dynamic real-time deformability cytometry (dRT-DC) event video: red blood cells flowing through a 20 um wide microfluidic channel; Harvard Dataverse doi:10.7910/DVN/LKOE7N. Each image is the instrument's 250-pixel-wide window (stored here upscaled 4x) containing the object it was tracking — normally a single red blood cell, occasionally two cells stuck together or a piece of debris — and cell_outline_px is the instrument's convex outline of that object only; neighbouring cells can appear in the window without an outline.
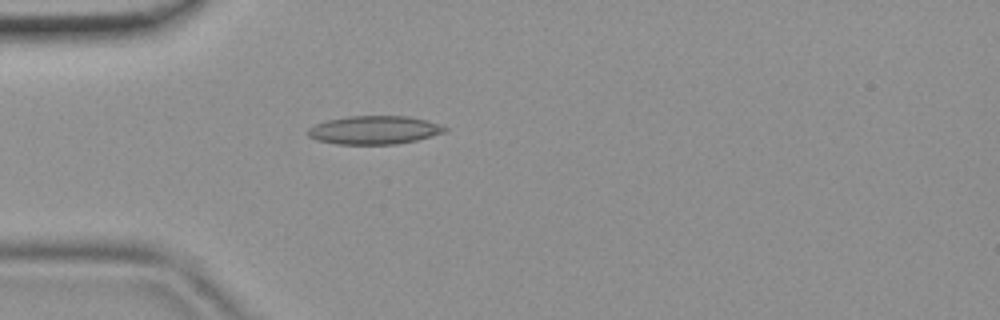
{"species": "common noctule bat (a hibernating species)", "species_latin": "Nyctalus noctula", "temperature_condition": "room temperature", "stored_images_in_passage": 40, "camera_frame_rate_fps": 3000, "um_per_image_px": 0.085, "animal": {"sex": "female", "body_mass_g": 19.9}, "frame": {"image": 1, "passage_image": 8, "time_ms": 2.333, "image_size_px": [1000, 320], "cell_outline_px": [[448, 128], [444, 132], [432, 136], [416, 140], [396, 144], [336, 144], [316, 140], [308, 136], [308, 128], [316, 124], [328, 120], [348, 116], [408, 116], [428, 120]], "centroid_in_image_um": [31.81, 11.05], "position_along_channel_um": 53.2, "area_um2": 22.6}}
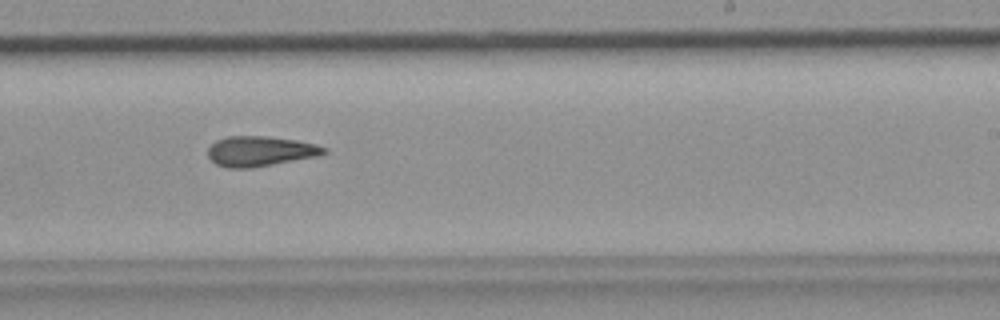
{"frame": {"image": 2, "passage_image": 23, "time_ms": 7.333, "image_size_px": [1000, 320], "cell_outline_px": [[328, 152], [316, 156], [252, 168], [228, 168], [216, 164], [208, 156], [208, 148], [216, 140], [228, 136], [264, 136], [296, 140], [316, 144], [328, 148]], "centroid_in_image_um": [22.11, 12.85], "position_along_channel_um": 266.9, "area_um2": 20.29}}
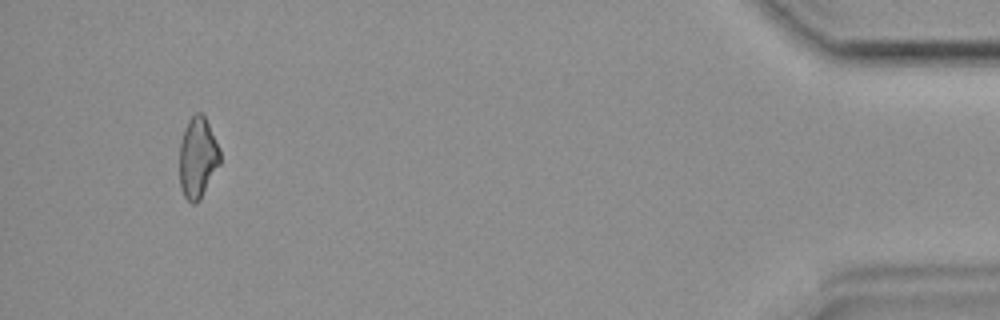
{"frame": {"image": 3, "passage_image": 38, "time_ms": 12.333, "image_size_px": [1000, 320], "cell_outline_px": [[220, 164], [200, 200], [196, 204], [192, 204], [184, 196], [180, 188], [180, 140], [184, 128], [188, 120], [196, 112], [200, 112], [204, 116], [220, 148]], "centroid_in_image_um": [16.8, 13.42], "position_along_channel_um": 418.4, "area_um2": 19.19}}